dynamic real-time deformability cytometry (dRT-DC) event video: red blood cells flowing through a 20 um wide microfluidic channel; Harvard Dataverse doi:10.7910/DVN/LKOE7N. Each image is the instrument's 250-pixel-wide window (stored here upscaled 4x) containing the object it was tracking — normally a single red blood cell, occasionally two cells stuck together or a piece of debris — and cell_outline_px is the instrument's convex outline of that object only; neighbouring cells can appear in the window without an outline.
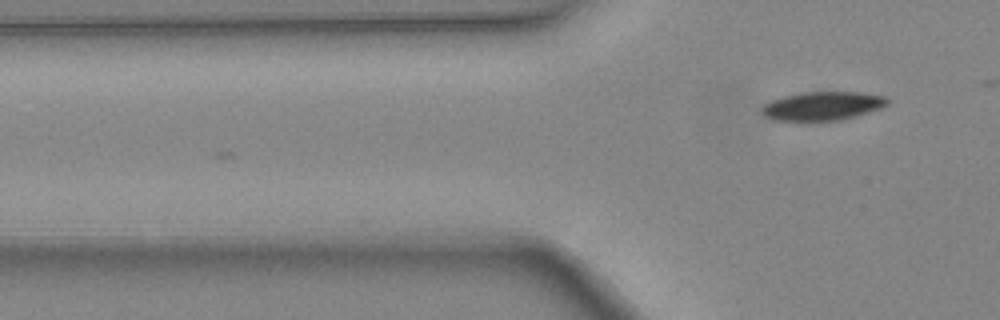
{"species": "common noctule bat (a hibernating species)", "species_latin": "Nyctalus noctula", "temperature_condition": "warm", "stored_images_in_passage": 5, "camera_frame_rate_fps": 3000, "um_per_image_px": 0.085, "animal": {"sex": "female", "body_mass_g": 24.6, "forearm_length_mm": 56.2}, "frame": {"image": 1, "passage_image": 5, "time_ms": 1.333, "image_size_px": [1000, 320], "cell_outline_px": [[888, 104], [880, 108], [856, 116], [840, 120], [812, 124], [772, 120], [764, 116], [760, 112], [760, 108], [764, 104], [772, 100], [784, 96], [800, 92], [856, 92], [884, 96], [888, 100]], "centroid_in_image_um": [69.81, 9.06], "position_along_channel_um": 56.0, "area_um2": 21.85}}